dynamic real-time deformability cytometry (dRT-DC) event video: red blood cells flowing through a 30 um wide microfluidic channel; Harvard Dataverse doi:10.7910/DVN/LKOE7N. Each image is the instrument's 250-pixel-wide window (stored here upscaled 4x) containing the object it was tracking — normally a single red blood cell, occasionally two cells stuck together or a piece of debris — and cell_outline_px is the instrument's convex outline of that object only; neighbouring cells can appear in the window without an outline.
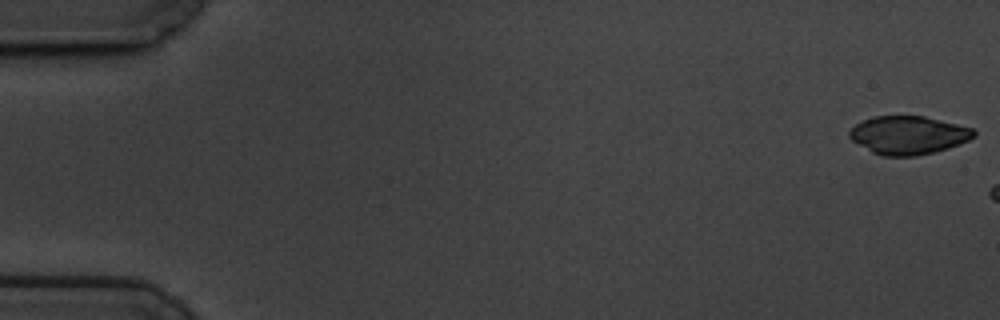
{"species": "common noctule bat (a hibernating species)", "species_latin": "Nyctalus noctula", "temperature_condition": "cold", "stored_images_in_passage": 3, "camera_frame_rate_fps": 3000, "um_per_image_px": 0.085, "animal": {"sex": "male", "body_mass_g": 19.5, "forearm_length_mm": 54.6}, "frame": {"image": 1, "passage_image": 1, "time_ms": 0.0, "image_size_px": [1000, 320], "cell_outline_px": [[976, 136], [968, 140], [948, 148], [916, 156], [880, 156], [872, 152], [852, 140], [848, 136], [848, 132], [856, 124], [872, 116], [924, 116], [972, 128], [976, 132]], "centroid_in_image_um": [77.19, 11.49], "position_along_channel_um": 7.8, "area_um2": 27.57}}